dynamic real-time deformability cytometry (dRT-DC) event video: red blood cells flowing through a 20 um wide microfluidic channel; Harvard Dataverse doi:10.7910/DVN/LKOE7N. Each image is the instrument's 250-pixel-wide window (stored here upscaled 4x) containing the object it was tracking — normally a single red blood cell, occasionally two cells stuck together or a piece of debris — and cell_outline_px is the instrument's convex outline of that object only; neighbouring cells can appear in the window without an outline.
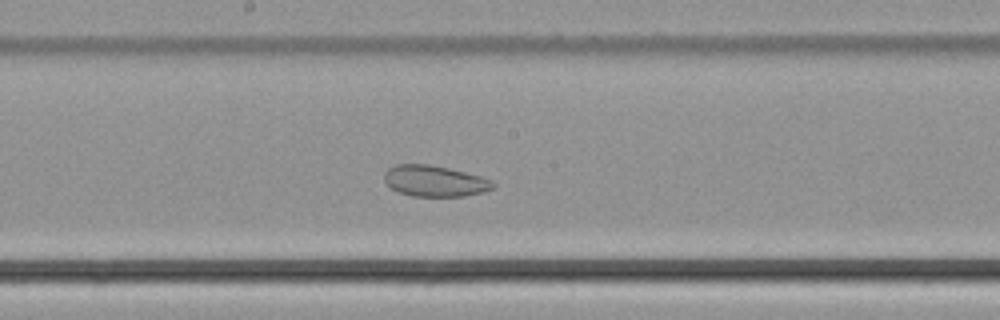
{"species": "common noctule bat (a hibernating species)", "species_latin": "Nyctalus noctula", "temperature_condition": "cold", "stored_images_in_passage": 46, "camera_frame_rate_fps": 3000, "um_per_image_px": 0.085, "animal": {"sex": "male", "body_mass_g": 21.5, "forearm_length_mm": 52.0}, "frame": {"image": 1, "passage_image": 22, "time_ms": 7.0, "image_size_px": [1000, 320], "cell_outline_px": [[496, 188], [484, 192], [464, 196], [412, 196], [400, 192], [392, 188], [384, 180], [384, 172], [388, 168], [396, 164], [428, 164], [448, 168], [480, 176], [492, 180], [496, 184]], "centroid_in_image_um": [36.98, 15.38], "position_along_channel_um": 211.2, "area_um2": 19.71}}
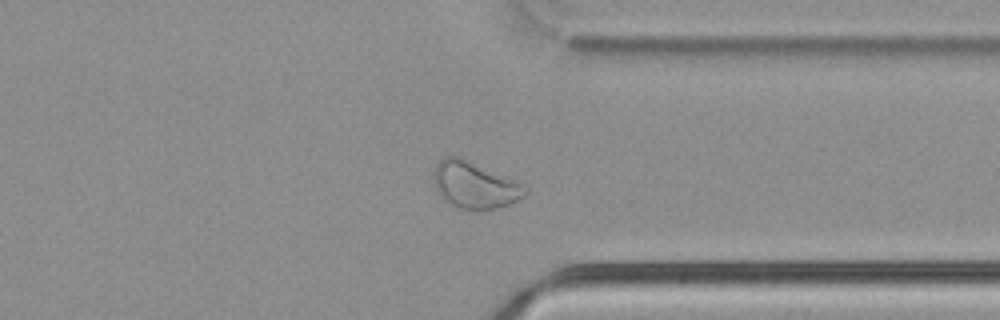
{"frame": {"image": 2, "passage_image": 34, "time_ms": 11.0, "image_size_px": [1000, 320], "cell_outline_px": [[528, 192], [524, 196], [508, 204], [484, 212], [472, 212], [456, 208], [440, 196], [436, 188], [432, 176], [436, 164], [444, 156], [460, 156], [524, 184], [528, 188]], "centroid_in_image_um": [40.33, 15.76], "position_along_channel_um": 371.1, "area_um2": 25.43}}
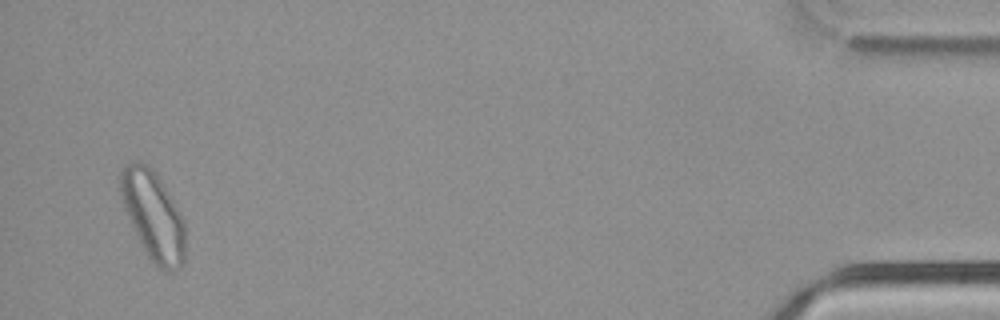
{"frame": {"image": 3, "passage_image": 44, "time_ms": 14.333, "image_size_px": [1000, 320], "cell_outline_px": [[184, 264], [172, 272], [168, 272], [160, 268], [148, 256], [128, 216], [120, 196], [120, 172], [128, 164], [148, 164], [152, 168], [168, 192], [184, 220]], "centroid_in_image_um": [13.04, 18.35], "position_along_channel_um": 422.2, "area_um2": 32.6}}